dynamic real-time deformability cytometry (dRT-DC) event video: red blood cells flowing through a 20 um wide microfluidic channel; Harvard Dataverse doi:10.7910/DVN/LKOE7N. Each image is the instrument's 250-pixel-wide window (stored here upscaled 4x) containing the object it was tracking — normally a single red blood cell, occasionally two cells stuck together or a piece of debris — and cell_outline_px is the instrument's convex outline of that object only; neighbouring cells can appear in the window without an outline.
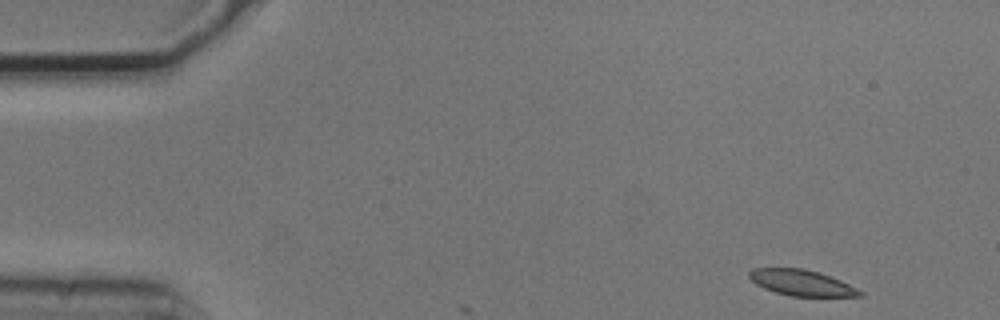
{"species": "common noctule bat (a hibernating species)", "species_latin": "Nyctalus noctula", "temperature_condition": "cold", "stored_images_in_passage": 4, "camera_frame_rate_fps": 3000, "um_per_image_px": 0.085, "animal": {"sex": "male", "body_mass_g": 20.5, "forearm_length_mm": 52.5}, "frame": {"image": 1, "passage_image": 1, "time_ms": 0.0, "image_size_px": [1000, 320], "cell_outline_px": [[864, 296], [792, 296], [776, 292], [764, 288], [756, 284], [748, 276], [748, 272], [752, 268], [804, 268], [840, 280], [864, 292]], "centroid_in_image_um": [68.11, 24.03], "position_along_channel_um": 16.9, "area_um2": 16.47}}